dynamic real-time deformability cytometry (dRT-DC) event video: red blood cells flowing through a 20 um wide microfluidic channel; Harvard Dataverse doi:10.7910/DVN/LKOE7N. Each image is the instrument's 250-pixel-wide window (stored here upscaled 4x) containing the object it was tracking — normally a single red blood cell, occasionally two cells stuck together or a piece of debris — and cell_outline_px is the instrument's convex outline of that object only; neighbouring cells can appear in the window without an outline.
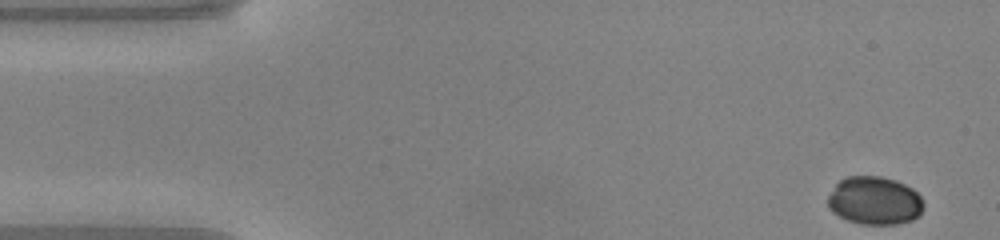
{"species": "common noctule bat (a hibernating species)", "species_latin": "Nyctalus noctula", "temperature_condition": "warm", "stored_images_in_passage": 47, "camera_frame_rate_fps": 3000, "um_per_image_px": 0.085, "animal": {"sex": "male", "body_mass_g": 20.0, "forearm_length_mm": 53.3}, "frame": {"image": 1, "passage_image": 1, "time_ms": 0.0, "image_size_px": [1000, 240], "cell_outline_px": [[924, 208], [920, 216], [912, 220], [896, 224], [860, 224], [848, 220], [832, 212], [828, 208], [828, 196], [836, 184], [840, 180], [848, 176], [880, 176], [896, 180], [912, 188], [920, 196], [924, 204]], "centroid_in_image_um": [74.36, 17.06], "position_along_channel_um": 10.6, "area_um2": 26.99}}
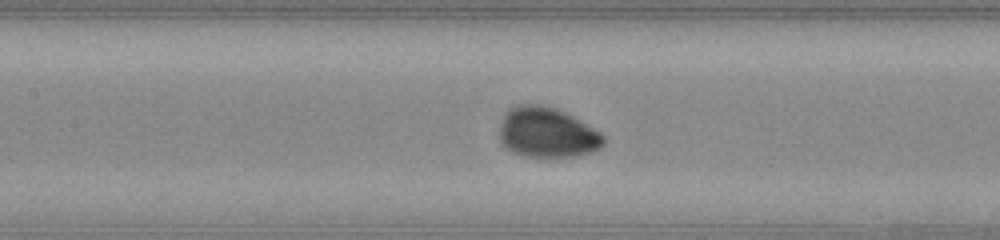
{"frame": {"image": 2, "passage_image": 20, "time_ms": 6.333, "image_size_px": [1000, 240], "cell_outline_px": [[604, 144], [600, 148], [592, 152], [576, 156], [524, 156], [512, 152], [500, 140], [500, 124], [504, 112], [508, 108], [516, 104], [544, 104], [556, 108], [572, 116], [600, 132], [604, 136]], "centroid_in_image_um": [46.48, 11.24], "position_along_channel_um": 160.9, "area_um2": 30.46}}
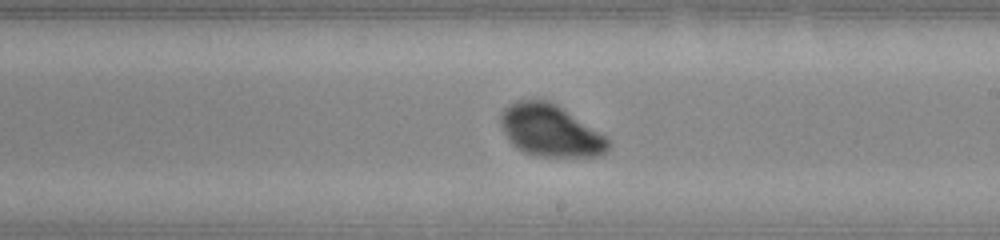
{"frame": {"image": 3, "passage_image": 26, "time_ms": 8.333, "image_size_px": [1000, 240], "cell_outline_px": [[612, 144], [604, 152], [596, 156], [544, 156], [524, 152], [516, 148], [512, 144], [500, 120], [500, 116], [504, 108], [508, 104], [516, 100], [552, 100], [604, 136]], "centroid_in_image_um": [46.76, 11.07], "position_along_channel_um": 242.2, "area_um2": 32.02}}